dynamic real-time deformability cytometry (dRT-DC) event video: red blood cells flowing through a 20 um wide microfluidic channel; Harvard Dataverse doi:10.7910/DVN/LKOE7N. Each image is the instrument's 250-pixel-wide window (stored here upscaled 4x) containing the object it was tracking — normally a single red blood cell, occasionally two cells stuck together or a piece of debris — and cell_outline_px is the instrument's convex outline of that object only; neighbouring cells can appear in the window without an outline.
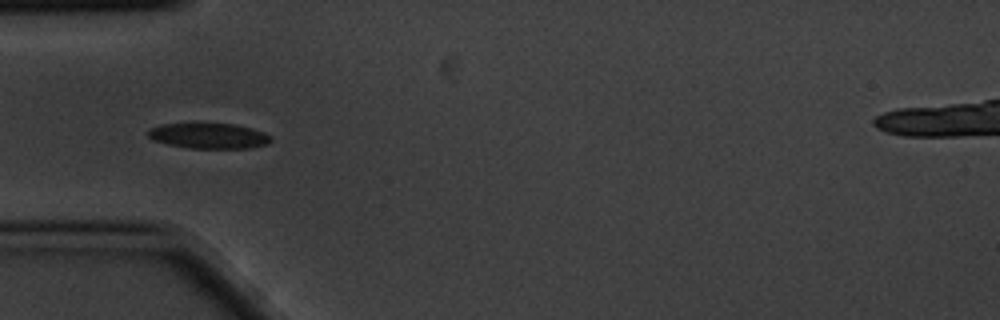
{"species": "common noctule bat (a hibernating species)", "species_latin": "Nyctalus noctula", "temperature_condition": "cold", "stored_images_in_passage": 13, "camera_frame_rate_fps": 3000, "um_per_image_px": 0.085, "animal": {"sex": "male", "body_mass_g": 20.1, "forearm_length_mm": 53.5}, "frame": {"image": 1, "passage_image": 3, "time_ms": 0.667, "image_size_px": [1000, 320], "cell_outline_px": [[272, 140], [268, 144], [252, 148], [188, 148], [168, 144], [152, 140], [148, 136], [148, 132], [152, 128], [160, 124], [192, 120], [232, 124], [252, 128], [264, 132], [272, 136]], "centroid_in_image_um": [17.73, 11.5], "position_along_channel_um": 67.3, "area_um2": 19.19}}
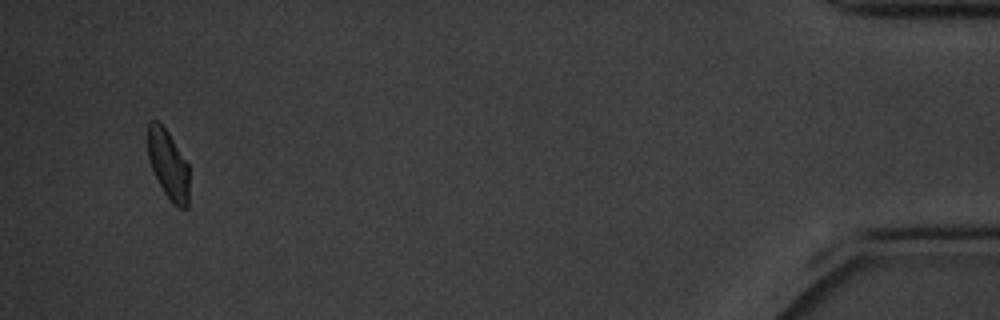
{"frame": {"image": 2, "passage_image": 13, "time_ms": 4.0, "image_size_px": [1000, 320], "cell_outline_px": [[188, 208], [176, 208], [172, 204], [164, 192], [148, 160], [148, 124], [152, 120], [160, 120], [168, 132], [188, 164]], "centroid_in_image_um": [14.3, 13.98], "position_along_channel_um": 420.9, "area_um2": 16.65}}